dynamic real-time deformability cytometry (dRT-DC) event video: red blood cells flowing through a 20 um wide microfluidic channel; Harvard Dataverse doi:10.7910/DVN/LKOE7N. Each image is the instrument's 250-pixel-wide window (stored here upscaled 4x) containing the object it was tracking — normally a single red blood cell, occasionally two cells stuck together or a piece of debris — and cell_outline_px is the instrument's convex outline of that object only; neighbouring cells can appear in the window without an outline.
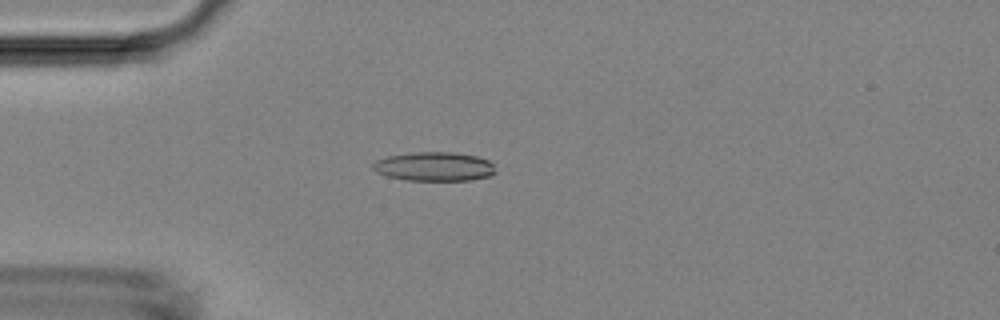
{"species": "Egyptian fruit bat (a non-hibernating species)", "species_latin": "Rousettus aegyptiacus", "temperature_condition": "room temperature", "stored_images_in_passage": 5, "camera_frame_rate_fps": 3000, "um_per_image_px": 0.085, "animal": {"sex": "female"}, "frame": {"image": 1, "passage_image": 3, "time_ms": 2.333, "image_size_px": [1000, 320], "cell_outline_px": [[496, 172], [492, 176], [472, 180], [404, 180], [388, 176], [376, 172], [372, 168], [372, 164], [376, 160], [388, 156], [408, 152], [452, 152], [476, 156], [488, 160], [492, 164]], "centroid_in_image_um": [36.91, 14.15], "position_along_channel_um": 48.1, "area_um2": 20.87}}